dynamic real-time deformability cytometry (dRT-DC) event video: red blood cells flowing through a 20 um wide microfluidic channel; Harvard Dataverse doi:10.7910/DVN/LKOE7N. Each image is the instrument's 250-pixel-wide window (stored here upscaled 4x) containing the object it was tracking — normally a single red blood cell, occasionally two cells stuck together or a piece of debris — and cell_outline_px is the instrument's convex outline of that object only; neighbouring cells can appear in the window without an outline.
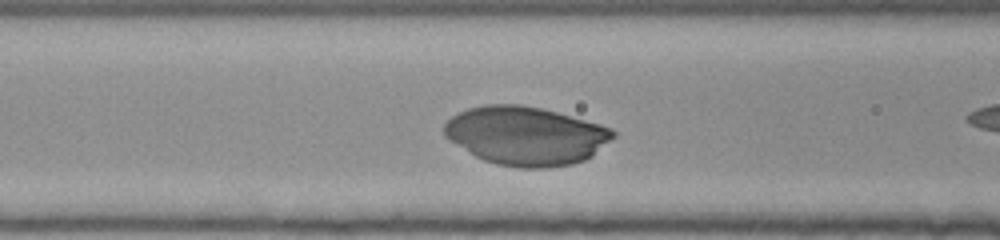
{"species": "human", "species_latin": "Homo sapiens", "temperature_condition": "room temperature", "stored_images_in_passage": 24, "segment_of_instrument_passage": [2, 2], "camera_frame_rate_fps": 3000, "um_per_image_px": 0.085, "donor": {"sex": "female"}, "frame": {"image": 1, "passage_image": 20, "time_ms": 6.333, "image_size_px": [1000, 240], "cell_outline_px": [[616, 136], [592, 156], [584, 160], [572, 164], [548, 168], [520, 168], [496, 164], [484, 160], [476, 156], [444, 136], [444, 124], [452, 116], [468, 108], [484, 104], [520, 104], [540, 108], [556, 112], [600, 124], [612, 128], [616, 132]], "centroid_in_image_um": [44.71, 11.54], "position_along_channel_um": 121.9, "area_um2": 57.57}}
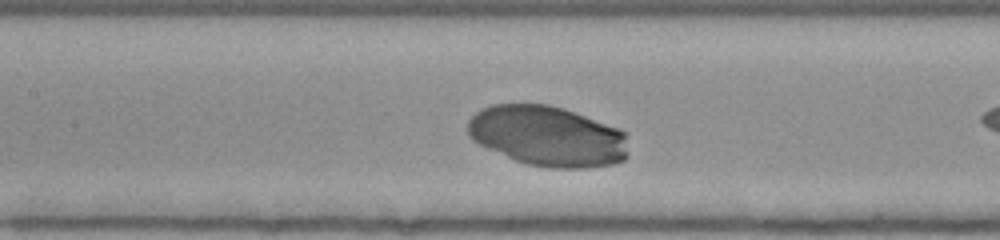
{"frame": {"image": 2, "passage_image": 23, "time_ms": 7.333, "image_size_px": [1000, 240], "cell_outline_px": [[628, 156], [624, 160], [612, 164], [588, 168], [552, 168], [528, 164], [516, 160], [488, 148], [472, 140], [468, 136], [468, 120], [480, 108], [492, 104], [548, 104], [564, 108], [620, 128], [624, 132], [628, 152]], "centroid_in_image_um": [46.55, 11.56], "position_along_channel_um": 160.9, "area_um2": 56.7}}